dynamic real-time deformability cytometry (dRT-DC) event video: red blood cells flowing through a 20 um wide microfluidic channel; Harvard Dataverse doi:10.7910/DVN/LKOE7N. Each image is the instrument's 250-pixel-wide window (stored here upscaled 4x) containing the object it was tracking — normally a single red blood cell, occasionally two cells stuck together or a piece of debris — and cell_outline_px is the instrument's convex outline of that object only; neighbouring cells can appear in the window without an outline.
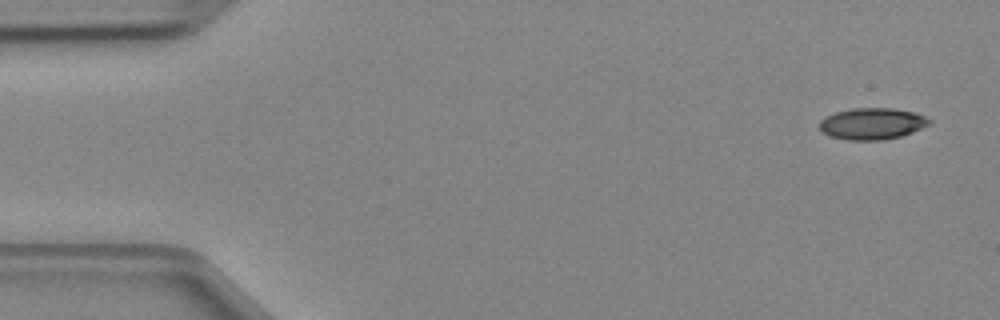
{"species": "Egyptian fruit bat (a non-hibernating species)", "species_latin": "Rousettus aegyptiacus", "temperature_condition": "cold", "stored_images_in_passage": 4, "camera_frame_rate_fps": 3000, "um_per_image_px": 0.085, "animal": {"sex": "female"}, "frame": {"image": 1, "passage_image": 1, "time_ms": 0.0, "image_size_px": [1000, 320], "cell_outline_px": [[932, 124], [912, 132], [900, 136], [884, 140], [848, 140], [832, 136], [824, 132], [820, 128], [820, 120], [836, 112], [852, 108], [892, 108], [912, 112], [924, 116], [932, 120]], "centroid_in_image_um": [74.17, 10.51], "position_along_channel_um": 10.8, "area_um2": 20.0}}
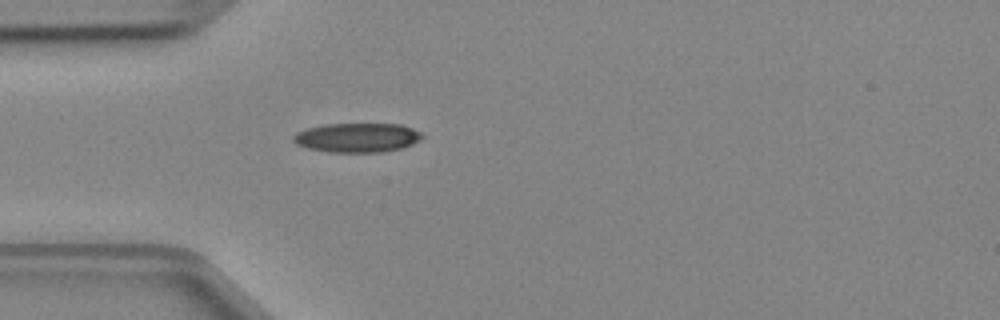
{"frame": {"image": 2, "passage_image": 4, "time_ms": 1.0, "image_size_px": [1000, 320], "cell_outline_px": [[424, 136], [420, 140], [412, 144], [400, 148], [380, 152], [328, 152], [308, 148], [296, 144], [292, 140], [292, 136], [296, 132], [308, 128], [324, 124], [400, 124], [412, 128], [420, 132]], "centroid_in_image_um": [30.34, 11.69], "position_along_channel_um": 54.7, "area_um2": 21.96}}